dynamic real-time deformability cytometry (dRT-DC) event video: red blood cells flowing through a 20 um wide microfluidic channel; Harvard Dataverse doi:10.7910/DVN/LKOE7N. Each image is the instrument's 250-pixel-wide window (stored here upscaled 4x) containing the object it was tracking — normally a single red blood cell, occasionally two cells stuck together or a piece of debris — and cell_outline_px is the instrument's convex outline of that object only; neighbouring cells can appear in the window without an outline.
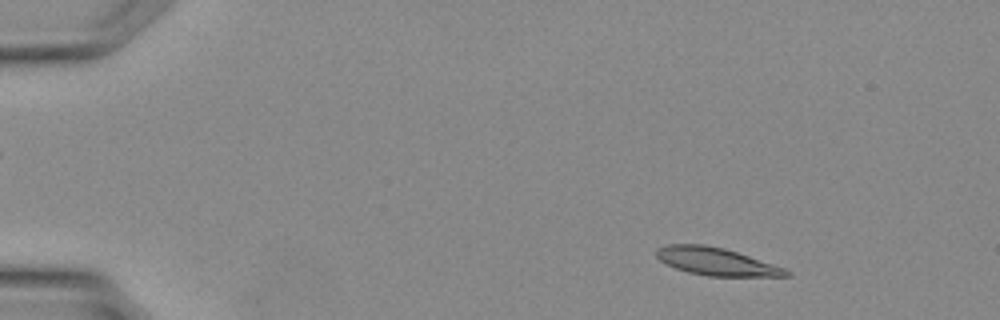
{"species": "Egyptian fruit bat (a non-hibernating species)", "species_latin": "Rousettus aegyptiacus", "temperature_condition": "warm", "stored_images_in_passage": 11, "camera_frame_rate_fps": 3000, "um_per_image_px": 0.085, "animal": {"sex": "female"}, "frame": {"image": 1, "passage_image": 5, "time_ms": 1.333, "image_size_px": [1000, 320], "cell_outline_px": [[792, 276], [708, 276], [688, 272], [676, 268], [660, 260], [656, 256], [656, 248], [668, 244], [704, 244], [724, 248], [784, 268], [792, 272]], "centroid_in_image_um": [60.86, 22.23], "position_along_channel_um": 24.1, "area_um2": 20.69}}